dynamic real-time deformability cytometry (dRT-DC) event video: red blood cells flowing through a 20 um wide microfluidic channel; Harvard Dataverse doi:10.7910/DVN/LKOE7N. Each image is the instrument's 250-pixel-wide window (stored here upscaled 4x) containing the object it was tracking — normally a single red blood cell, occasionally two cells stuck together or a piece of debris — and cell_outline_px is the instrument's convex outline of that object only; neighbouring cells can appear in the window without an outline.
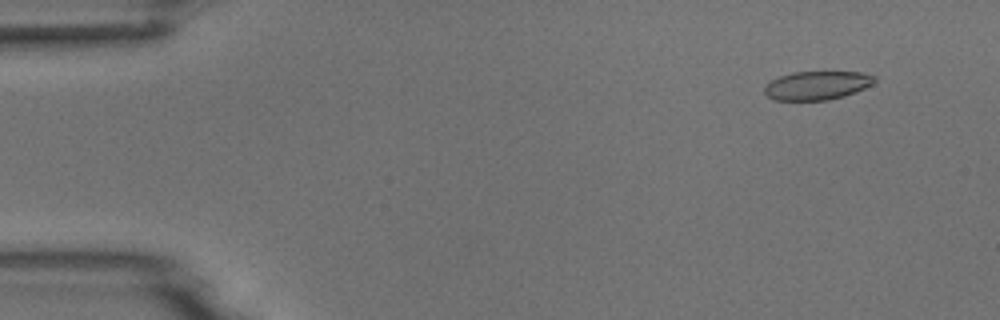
{"species": "common noctule bat (a hibernating species)", "species_latin": "Nyctalus noctula", "temperature_condition": "room temperature", "stored_images_in_passage": 5, "camera_frame_rate_fps": 3000, "um_per_image_px": 0.085, "animal": {"sex": "male", "body_mass_g": 18.8}, "frame": {"image": 1, "passage_image": 2, "time_ms": 1.333, "image_size_px": [1000, 320], "cell_outline_px": [[876, 80], [872, 84], [856, 92], [844, 96], [828, 100], [772, 100], [764, 92], [764, 88], [772, 80], [780, 76], [792, 72], [864, 72], [876, 76]], "centroid_in_image_um": [69.47, 7.26], "position_along_channel_um": 15.5, "area_um2": 18.38}}
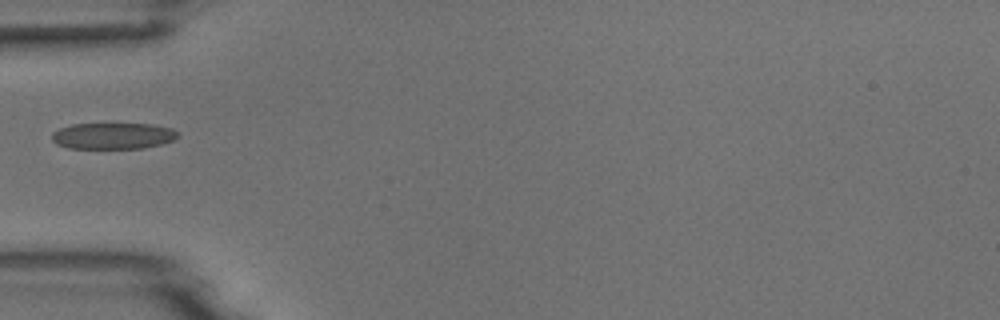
{"frame": {"image": 2, "passage_image": 5, "time_ms": 5.667, "image_size_px": [1000, 320], "cell_outline_px": [[180, 136], [172, 140], [160, 144], [144, 148], [68, 148], [56, 144], [52, 140], [52, 132], [60, 128], [72, 124], [152, 124], [172, 128], [180, 132]], "centroid_in_image_um": [9.62, 11.55], "position_along_channel_um": 75.4, "area_um2": 19.36}}